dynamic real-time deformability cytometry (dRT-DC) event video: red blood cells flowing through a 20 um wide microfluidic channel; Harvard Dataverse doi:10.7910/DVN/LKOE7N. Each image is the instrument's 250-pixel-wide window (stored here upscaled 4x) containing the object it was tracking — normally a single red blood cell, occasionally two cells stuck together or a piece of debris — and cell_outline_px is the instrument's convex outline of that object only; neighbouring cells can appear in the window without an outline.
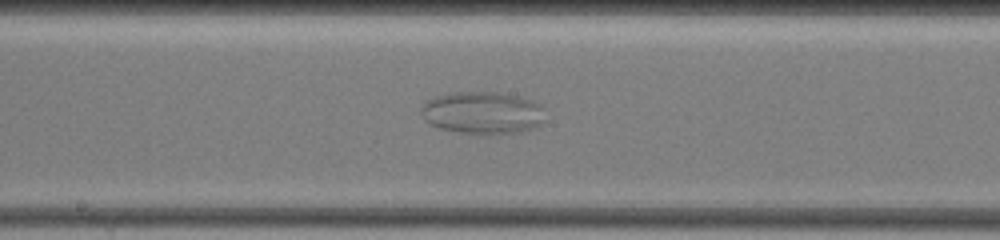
{"species": "common noctule bat (a hibernating species)", "species_latin": "Nyctalus noctula", "temperature_condition": "warm", "stored_images_in_passage": 43, "camera_frame_rate_fps": 3000, "um_per_image_px": 0.085, "animal": {"sex": "female", "body_mass_g": 19.5, "forearm_length_mm": 54.1}, "frame": {"image": 1, "passage_image": 23, "time_ms": 7.0, "image_size_px": [1000, 240], "cell_outline_px": [[544, 120], [536, 128], [520, 132], [460, 132], [440, 128], [424, 120], [420, 108], [428, 100], [436, 96], [456, 92], [496, 92], [520, 96], [532, 100], [540, 104]], "centroid_in_image_um": [41.03, 9.56], "position_along_channel_um": 207.2, "area_um2": 30.06}}
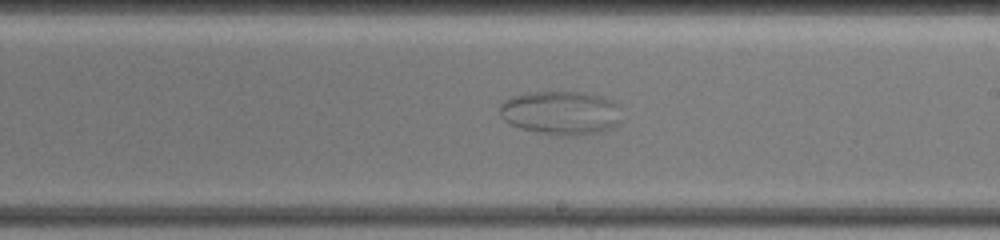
{"frame": {"image": 2, "passage_image": 27, "time_ms": 8.0, "image_size_px": [1000, 240], "cell_outline_px": [[620, 120], [616, 124], [600, 132], [580, 136], [560, 136], [520, 128], [508, 124], [500, 116], [500, 104], [504, 100], [512, 96], [536, 92], [576, 92], [600, 96], [612, 100], [616, 104]], "centroid_in_image_um": [47.62, 9.6], "position_along_channel_um": 241.4, "area_um2": 30.87}}
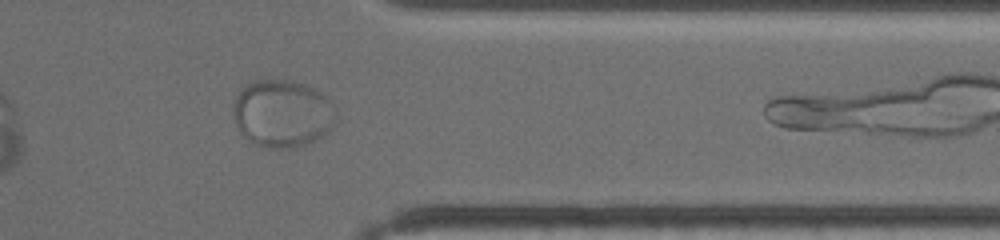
{"frame": {"image": 3, "passage_image": 40, "time_ms": 12.333, "image_size_px": [1000, 240], "cell_outline_px": [[336, 108], [332, 124], [328, 132], [324, 136], [308, 144], [296, 148], [268, 148], [256, 144], [244, 136], [240, 132], [236, 124], [236, 96], [240, 88], [256, 80], [292, 80], [312, 88], [328, 100]], "centroid_in_image_um": [24.01, 9.67], "position_along_channel_um": 387.4, "area_um2": 39.88}}